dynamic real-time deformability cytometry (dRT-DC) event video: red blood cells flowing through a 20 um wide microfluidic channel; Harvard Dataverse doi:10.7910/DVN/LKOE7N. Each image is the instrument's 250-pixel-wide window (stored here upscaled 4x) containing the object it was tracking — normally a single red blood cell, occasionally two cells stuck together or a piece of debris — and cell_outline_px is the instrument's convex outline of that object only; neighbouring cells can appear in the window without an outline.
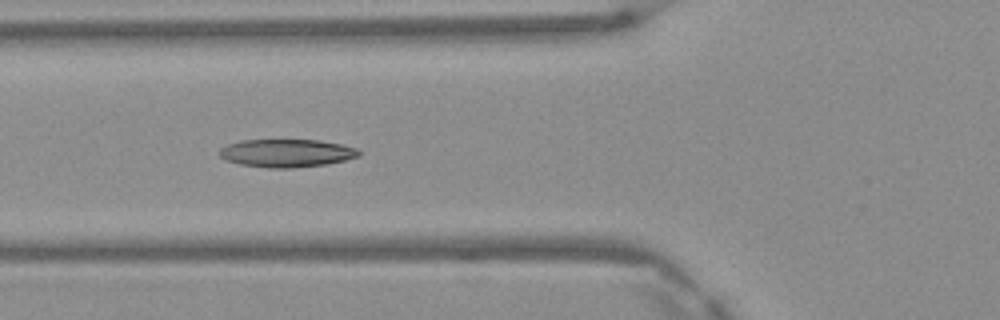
{"species": "Egyptian fruit bat (a non-hibernating species)", "species_latin": "Rousettus aegyptiacus", "temperature_condition": "warm", "stored_images_in_passage": 3, "camera_frame_rate_fps": 3000, "um_per_image_px": 0.085, "frame": {"image": 1, "passage_image": 3, "time_ms": 0.667, "image_size_px": [1000, 320], "cell_outline_px": [[360, 156], [328, 164], [292, 168], [268, 168], [240, 164], [224, 160], [220, 156], [220, 148], [228, 144], [240, 140], [320, 140], [340, 144], [356, 148], [360, 152]], "centroid_in_image_um": [24.35, 13.02], "position_along_channel_um": 101.5, "area_um2": 22.77}}